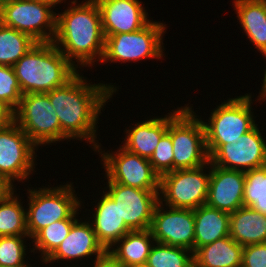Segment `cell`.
<instances>
[{
    "mask_svg": "<svg viewBox=\"0 0 266 267\" xmlns=\"http://www.w3.org/2000/svg\"><path fill=\"white\" fill-rule=\"evenodd\" d=\"M79 72L65 85L47 92L56 111L61 139L85 140L95 151L98 147L97 129L101 109L118 91L111 84H90ZM97 141V143H96Z\"/></svg>",
    "mask_w": 266,
    "mask_h": 267,
    "instance_id": "1",
    "label": "cell"
},
{
    "mask_svg": "<svg viewBox=\"0 0 266 267\" xmlns=\"http://www.w3.org/2000/svg\"><path fill=\"white\" fill-rule=\"evenodd\" d=\"M76 3L77 0L71 1L68 9L56 14L52 43L77 68L79 65L92 68L95 61L101 63L105 50L100 9L95 0Z\"/></svg>",
    "mask_w": 266,
    "mask_h": 267,
    "instance_id": "2",
    "label": "cell"
},
{
    "mask_svg": "<svg viewBox=\"0 0 266 267\" xmlns=\"http://www.w3.org/2000/svg\"><path fill=\"white\" fill-rule=\"evenodd\" d=\"M13 69L22 94L47 93L80 72L52 42H37Z\"/></svg>",
    "mask_w": 266,
    "mask_h": 267,
    "instance_id": "3",
    "label": "cell"
},
{
    "mask_svg": "<svg viewBox=\"0 0 266 267\" xmlns=\"http://www.w3.org/2000/svg\"><path fill=\"white\" fill-rule=\"evenodd\" d=\"M168 113V130L173 145V171L194 169L206 165L209 155L206 148L205 128L192 106L171 110Z\"/></svg>",
    "mask_w": 266,
    "mask_h": 267,
    "instance_id": "4",
    "label": "cell"
},
{
    "mask_svg": "<svg viewBox=\"0 0 266 267\" xmlns=\"http://www.w3.org/2000/svg\"><path fill=\"white\" fill-rule=\"evenodd\" d=\"M252 95L249 93L229 98L212 110L205 128L206 148L209 158L223 145L238 142L239 137L257 124L251 110Z\"/></svg>",
    "mask_w": 266,
    "mask_h": 267,
    "instance_id": "5",
    "label": "cell"
},
{
    "mask_svg": "<svg viewBox=\"0 0 266 267\" xmlns=\"http://www.w3.org/2000/svg\"><path fill=\"white\" fill-rule=\"evenodd\" d=\"M73 183L56 187L27 189L29 203L26 210V228L32 239L41 229L49 224L65 220L77 219L81 200L78 199Z\"/></svg>",
    "mask_w": 266,
    "mask_h": 267,
    "instance_id": "6",
    "label": "cell"
},
{
    "mask_svg": "<svg viewBox=\"0 0 266 267\" xmlns=\"http://www.w3.org/2000/svg\"><path fill=\"white\" fill-rule=\"evenodd\" d=\"M166 24L150 21L145 27L131 33H120L105 38V50L101 63L140 61L163 57V34ZM163 47V48H162Z\"/></svg>",
    "mask_w": 266,
    "mask_h": 267,
    "instance_id": "7",
    "label": "cell"
},
{
    "mask_svg": "<svg viewBox=\"0 0 266 267\" xmlns=\"http://www.w3.org/2000/svg\"><path fill=\"white\" fill-rule=\"evenodd\" d=\"M210 161L194 169H178L160 177L159 201L164 206L195 210L205 205L210 181ZM208 169V173L206 174ZM205 173H204V172Z\"/></svg>",
    "mask_w": 266,
    "mask_h": 267,
    "instance_id": "8",
    "label": "cell"
},
{
    "mask_svg": "<svg viewBox=\"0 0 266 267\" xmlns=\"http://www.w3.org/2000/svg\"><path fill=\"white\" fill-rule=\"evenodd\" d=\"M14 121L37 147L62 141L60 123L46 93L23 94Z\"/></svg>",
    "mask_w": 266,
    "mask_h": 267,
    "instance_id": "9",
    "label": "cell"
},
{
    "mask_svg": "<svg viewBox=\"0 0 266 267\" xmlns=\"http://www.w3.org/2000/svg\"><path fill=\"white\" fill-rule=\"evenodd\" d=\"M52 8L39 0L15 1L0 9V23L28 34L36 42H52L57 14Z\"/></svg>",
    "mask_w": 266,
    "mask_h": 267,
    "instance_id": "10",
    "label": "cell"
},
{
    "mask_svg": "<svg viewBox=\"0 0 266 267\" xmlns=\"http://www.w3.org/2000/svg\"><path fill=\"white\" fill-rule=\"evenodd\" d=\"M35 150L38 147L15 121L0 130V177L10 188H16L15 180L23 182L33 174Z\"/></svg>",
    "mask_w": 266,
    "mask_h": 267,
    "instance_id": "11",
    "label": "cell"
},
{
    "mask_svg": "<svg viewBox=\"0 0 266 267\" xmlns=\"http://www.w3.org/2000/svg\"><path fill=\"white\" fill-rule=\"evenodd\" d=\"M101 150L100 144L95 151L101 154L107 181L141 190H160V176L153 170L149 159L140 157L122 146L112 153Z\"/></svg>",
    "mask_w": 266,
    "mask_h": 267,
    "instance_id": "12",
    "label": "cell"
},
{
    "mask_svg": "<svg viewBox=\"0 0 266 267\" xmlns=\"http://www.w3.org/2000/svg\"><path fill=\"white\" fill-rule=\"evenodd\" d=\"M106 193L116 202L120 217L133 230L150 229L160 190H141L108 181Z\"/></svg>",
    "mask_w": 266,
    "mask_h": 267,
    "instance_id": "13",
    "label": "cell"
},
{
    "mask_svg": "<svg viewBox=\"0 0 266 267\" xmlns=\"http://www.w3.org/2000/svg\"><path fill=\"white\" fill-rule=\"evenodd\" d=\"M165 209L159 201L153 212L150 230L155 242L187 248L194 253V210L169 206Z\"/></svg>",
    "mask_w": 266,
    "mask_h": 267,
    "instance_id": "14",
    "label": "cell"
},
{
    "mask_svg": "<svg viewBox=\"0 0 266 267\" xmlns=\"http://www.w3.org/2000/svg\"><path fill=\"white\" fill-rule=\"evenodd\" d=\"M257 126L240 136L238 142L223 144L209 158L210 163L244 172L266 166V142Z\"/></svg>",
    "mask_w": 266,
    "mask_h": 267,
    "instance_id": "15",
    "label": "cell"
},
{
    "mask_svg": "<svg viewBox=\"0 0 266 267\" xmlns=\"http://www.w3.org/2000/svg\"><path fill=\"white\" fill-rule=\"evenodd\" d=\"M101 14L105 38L131 33L145 27L151 20L139 0H95Z\"/></svg>",
    "mask_w": 266,
    "mask_h": 267,
    "instance_id": "16",
    "label": "cell"
},
{
    "mask_svg": "<svg viewBox=\"0 0 266 267\" xmlns=\"http://www.w3.org/2000/svg\"><path fill=\"white\" fill-rule=\"evenodd\" d=\"M244 183V171L228 170L210 163L206 205L227 213L243 207Z\"/></svg>",
    "mask_w": 266,
    "mask_h": 267,
    "instance_id": "17",
    "label": "cell"
},
{
    "mask_svg": "<svg viewBox=\"0 0 266 267\" xmlns=\"http://www.w3.org/2000/svg\"><path fill=\"white\" fill-rule=\"evenodd\" d=\"M106 250L98 242L96 234L93 230L90 219L82 222L76 220L68 236L62 241L59 247L44 261L45 264L52 263L57 260H77L96 255L95 259L102 256Z\"/></svg>",
    "mask_w": 266,
    "mask_h": 267,
    "instance_id": "18",
    "label": "cell"
},
{
    "mask_svg": "<svg viewBox=\"0 0 266 267\" xmlns=\"http://www.w3.org/2000/svg\"><path fill=\"white\" fill-rule=\"evenodd\" d=\"M90 218L98 242L108 251L126 233L132 231L120 217L116 202L103 190Z\"/></svg>",
    "mask_w": 266,
    "mask_h": 267,
    "instance_id": "19",
    "label": "cell"
},
{
    "mask_svg": "<svg viewBox=\"0 0 266 267\" xmlns=\"http://www.w3.org/2000/svg\"><path fill=\"white\" fill-rule=\"evenodd\" d=\"M134 126L125 131L126 137L122 147L140 157L150 159L161 137L168 130V115L147 119L135 123Z\"/></svg>",
    "mask_w": 266,
    "mask_h": 267,
    "instance_id": "20",
    "label": "cell"
},
{
    "mask_svg": "<svg viewBox=\"0 0 266 267\" xmlns=\"http://www.w3.org/2000/svg\"><path fill=\"white\" fill-rule=\"evenodd\" d=\"M240 27L256 49L266 52V0H235Z\"/></svg>",
    "mask_w": 266,
    "mask_h": 267,
    "instance_id": "21",
    "label": "cell"
},
{
    "mask_svg": "<svg viewBox=\"0 0 266 267\" xmlns=\"http://www.w3.org/2000/svg\"><path fill=\"white\" fill-rule=\"evenodd\" d=\"M194 252L209 243L229 236L230 213L205 205L194 210Z\"/></svg>",
    "mask_w": 266,
    "mask_h": 267,
    "instance_id": "22",
    "label": "cell"
},
{
    "mask_svg": "<svg viewBox=\"0 0 266 267\" xmlns=\"http://www.w3.org/2000/svg\"><path fill=\"white\" fill-rule=\"evenodd\" d=\"M243 246L230 236L198 248L193 253L194 267H241Z\"/></svg>",
    "mask_w": 266,
    "mask_h": 267,
    "instance_id": "23",
    "label": "cell"
},
{
    "mask_svg": "<svg viewBox=\"0 0 266 267\" xmlns=\"http://www.w3.org/2000/svg\"><path fill=\"white\" fill-rule=\"evenodd\" d=\"M229 236L242 246L266 242V216L250 207L230 213Z\"/></svg>",
    "mask_w": 266,
    "mask_h": 267,
    "instance_id": "24",
    "label": "cell"
},
{
    "mask_svg": "<svg viewBox=\"0 0 266 267\" xmlns=\"http://www.w3.org/2000/svg\"><path fill=\"white\" fill-rule=\"evenodd\" d=\"M155 240L150 229L126 233L107 252L125 267L145 264ZM117 245V246H116ZM117 247V248H115Z\"/></svg>",
    "mask_w": 266,
    "mask_h": 267,
    "instance_id": "25",
    "label": "cell"
},
{
    "mask_svg": "<svg viewBox=\"0 0 266 267\" xmlns=\"http://www.w3.org/2000/svg\"><path fill=\"white\" fill-rule=\"evenodd\" d=\"M10 188L0 197V236H28L26 228V208Z\"/></svg>",
    "mask_w": 266,
    "mask_h": 267,
    "instance_id": "26",
    "label": "cell"
},
{
    "mask_svg": "<svg viewBox=\"0 0 266 267\" xmlns=\"http://www.w3.org/2000/svg\"><path fill=\"white\" fill-rule=\"evenodd\" d=\"M36 43L28 34L0 23V65L13 67Z\"/></svg>",
    "mask_w": 266,
    "mask_h": 267,
    "instance_id": "27",
    "label": "cell"
},
{
    "mask_svg": "<svg viewBox=\"0 0 266 267\" xmlns=\"http://www.w3.org/2000/svg\"><path fill=\"white\" fill-rule=\"evenodd\" d=\"M77 219H65L53 222L41 229L31 240L33 247L31 253L39 250L41 262H44L68 236L73 223Z\"/></svg>",
    "mask_w": 266,
    "mask_h": 267,
    "instance_id": "28",
    "label": "cell"
},
{
    "mask_svg": "<svg viewBox=\"0 0 266 267\" xmlns=\"http://www.w3.org/2000/svg\"><path fill=\"white\" fill-rule=\"evenodd\" d=\"M146 264L150 267H194L193 252L187 248L155 242Z\"/></svg>",
    "mask_w": 266,
    "mask_h": 267,
    "instance_id": "29",
    "label": "cell"
},
{
    "mask_svg": "<svg viewBox=\"0 0 266 267\" xmlns=\"http://www.w3.org/2000/svg\"><path fill=\"white\" fill-rule=\"evenodd\" d=\"M244 206L266 216V166L245 172Z\"/></svg>",
    "mask_w": 266,
    "mask_h": 267,
    "instance_id": "30",
    "label": "cell"
},
{
    "mask_svg": "<svg viewBox=\"0 0 266 267\" xmlns=\"http://www.w3.org/2000/svg\"><path fill=\"white\" fill-rule=\"evenodd\" d=\"M22 95L13 67L0 65V101L15 112Z\"/></svg>",
    "mask_w": 266,
    "mask_h": 267,
    "instance_id": "31",
    "label": "cell"
},
{
    "mask_svg": "<svg viewBox=\"0 0 266 267\" xmlns=\"http://www.w3.org/2000/svg\"><path fill=\"white\" fill-rule=\"evenodd\" d=\"M29 236H0V266H14L25 262V239Z\"/></svg>",
    "mask_w": 266,
    "mask_h": 267,
    "instance_id": "32",
    "label": "cell"
},
{
    "mask_svg": "<svg viewBox=\"0 0 266 267\" xmlns=\"http://www.w3.org/2000/svg\"><path fill=\"white\" fill-rule=\"evenodd\" d=\"M173 145L171 135L166 132L160 139L152 156L149 159L153 170L161 177L173 171Z\"/></svg>",
    "mask_w": 266,
    "mask_h": 267,
    "instance_id": "33",
    "label": "cell"
},
{
    "mask_svg": "<svg viewBox=\"0 0 266 267\" xmlns=\"http://www.w3.org/2000/svg\"><path fill=\"white\" fill-rule=\"evenodd\" d=\"M241 267H266V242L243 246Z\"/></svg>",
    "mask_w": 266,
    "mask_h": 267,
    "instance_id": "34",
    "label": "cell"
},
{
    "mask_svg": "<svg viewBox=\"0 0 266 267\" xmlns=\"http://www.w3.org/2000/svg\"><path fill=\"white\" fill-rule=\"evenodd\" d=\"M93 261V267H125L107 251Z\"/></svg>",
    "mask_w": 266,
    "mask_h": 267,
    "instance_id": "35",
    "label": "cell"
},
{
    "mask_svg": "<svg viewBox=\"0 0 266 267\" xmlns=\"http://www.w3.org/2000/svg\"><path fill=\"white\" fill-rule=\"evenodd\" d=\"M14 121V112L2 101H0V130Z\"/></svg>",
    "mask_w": 266,
    "mask_h": 267,
    "instance_id": "36",
    "label": "cell"
},
{
    "mask_svg": "<svg viewBox=\"0 0 266 267\" xmlns=\"http://www.w3.org/2000/svg\"><path fill=\"white\" fill-rule=\"evenodd\" d=\"M263 56H265L266 58V52L263 54ZM266 67V66H265ZM264 78H263V84H262V88H261V91L259 92V98H257L256 100H266V69L264 70Z\"/></svg>",
    "mask_w": 266,
    "mask_h": 267,
    "instance_id": "37",
    "label": "cell"
},
{
    "mask_svg": "<svg viewBox=\"0 0 266 267\" xmlns=\"http://www.w3.org/2000/svg\"><path fill=\"white\" fill-rule=\"evenodd\" d=\"M9 189L10 186L0 177V197H2Z\"/></svg>",
    "mask_w": 266,
    "mask_h": 267,
    "instance_id": "38",
    "label": "cell"
},
{
    "mask_svg": "<svg viewBox=\"0 0 266 267\" xmlns=\"http://www.w3.org/2000/svg\"><path fill=\"white\" fill-rule=\"evenodd\" d=\"M39 1H42L44 3H48L49 5H51L52 7L55 8V5L61 4V2L64 1V0H39Z\"/></svg>",
    "mask_w": 266,
    "mask_h": 267,
    "instance_id": "39",
    "label": "cell"
},
{
    "mask_svg": "<svg viewBox=\"0 0 266 267\" xmlns=\"http://www.w3.org/2000/svg\"><path fill=\"white\" fill-rule=\"evenodd\" d=\"M15 1H19V0H0V9L5 6V5H8L12 2H15Z\"/></svg>",
    "mask_w": 266,
    "mask_h": 267,
    "instance_id": "40",
    "label": "cell"
},
{
    "mask_svg": "<svg viewBox=\"0 0 266 267\" xmlns=\"http://www.w3.org/2000/svg\"><path fill=\"white\" fill-rule=\"evenodd\" d=\"M0 267H32L31 265H27V263H21V264H18V265H14V266H0Z\"/></svg>",
    "mask_w": 266,
    "mask_h": 267,
    "instance_id": "41",
    "label": "cell"
},
{
    "mask_svg": "<svg viewBox=\"0 0 266 267\" xmlns=\"http://www.w3.org/2000/svg\"><path fill=\"white\" fill-rule=\"evenodd\" d=\"M132 267H150V266H148V265L145 263V264L136 265V266H132Z\"/></svg>",
    "mask_w": 266,
    "mask_h": 267,
    "instance_id": "42",
    "label": "cell"
}]
</instances>
